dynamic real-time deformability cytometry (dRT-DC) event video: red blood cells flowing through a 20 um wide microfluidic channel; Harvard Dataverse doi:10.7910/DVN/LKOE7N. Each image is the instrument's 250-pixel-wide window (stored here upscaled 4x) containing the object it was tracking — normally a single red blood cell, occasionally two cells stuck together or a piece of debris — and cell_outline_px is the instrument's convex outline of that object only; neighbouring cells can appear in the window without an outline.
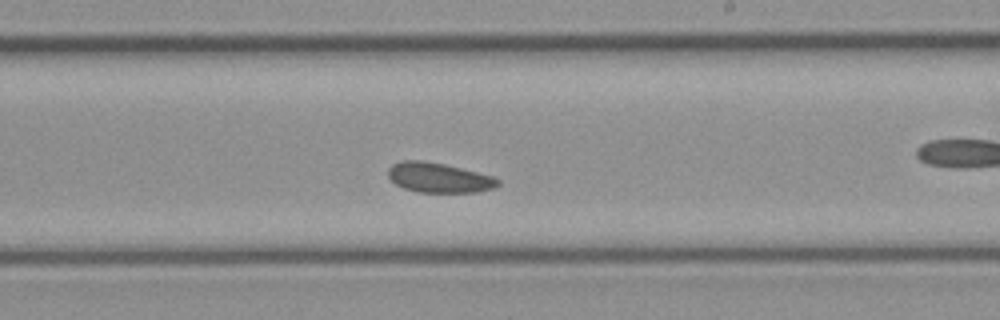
{"species": "common noctule bat (a hibernating species)", "species_latin": "Nyctalus noctula", "temperature_condition": "cold", "stored_images_in_passage": 25, "camera_frame_rate_fps": 3000, "um_per_image_px": 0.085, "animal": {"sex": "female", "body_mass_g": 21.9}, "frame": {"image": 1, "passage_image": 11, "time_ms": 3.333, "image_size_px": [1000, 320], "cell_outline_px": [[500, 184], [496, 188], [476, 192], [420, 192], [404, 188], [396, 184], [388, 176], [388, 168], [392, 164], [400, 160], [424, 160], [444, 164], [492, 176], [500, 180]], "centroid_in_image_um": [37.3, 15.1], "position_along_channel_um": 251.7, "area_um2": 19.07}}
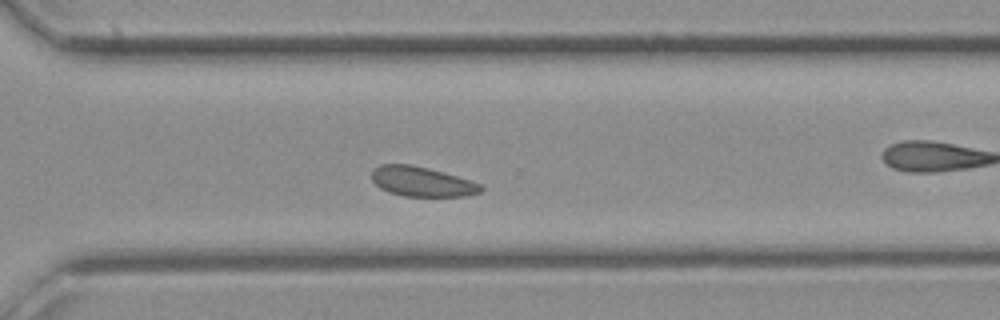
{"frame": {"image": 2, "passage_image": 15, "time_ms": 4.667, "image_size_px": [1000, 320], "cell_outline_px": [[484, 188], [480, 192], [468, 196], [404, 196], [388, 192], [380, 188], [372, 180], [372, 168], [380, 164], [412, 164], [428, 168], [484, 184]], "centroid_in_image_um": [35.86, 15.43], "position_along_channel_um": 334.7, "area_um2": 19.07}}